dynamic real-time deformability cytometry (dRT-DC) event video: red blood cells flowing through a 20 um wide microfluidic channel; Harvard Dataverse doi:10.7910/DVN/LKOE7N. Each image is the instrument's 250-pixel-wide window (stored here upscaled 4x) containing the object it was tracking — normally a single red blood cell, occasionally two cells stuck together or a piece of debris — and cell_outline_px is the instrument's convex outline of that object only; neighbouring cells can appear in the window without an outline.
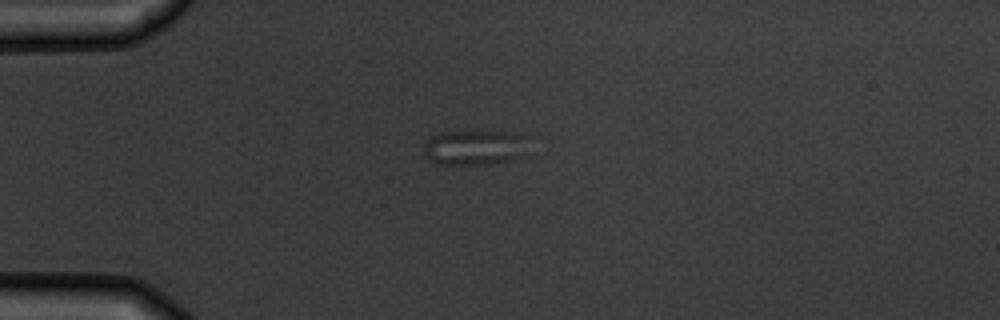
{"species": "common noctule bat (a hibernating species)", "species_latin": "Nyctalus noctula", "temperature_condition": "warm", "stored_images_in_passage": 3, "camera_frame_rate_fps": 3000, "um_per_image_px": 0.085, "animal": {"sex": "male", "body_mass_g": 19.5, "forearm_length_mm": 54.6}, "frame": {"image": 1, "passage_image": 1, "time_ms": 0.0, "image_size_px": [1000, 320], "cell_outline_px": [[532, 136], [512, 156], [504, 160], [488, 164], [436, 164], [424, 152], [424, 144], [432, 136], [440, 132], [512, 132]], "centroid_in_image_um": [40.24, 12.5], "position_along_channel_um": 44.8, "area_um2": 20.4}}
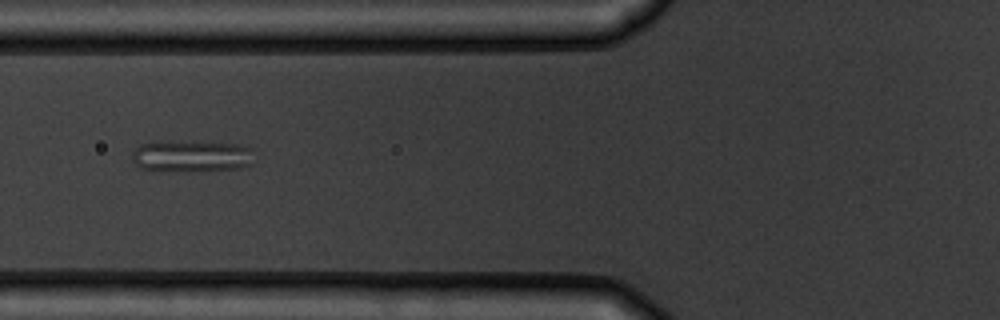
{"frame": {"image": 2, "passage_image": 3, "time_ms": 2.333, "image_size_px": [1000, 320], "cell_outline_px": [[252, 164], [240, 168], [140, 168], [132, 160], [132, 152], [140, 144], [240, 144], [252, 148]], "centroid_in_image_um": [16.35, 13.26], "position_along_channel_um": 109.4, "area_um2": 20.0}}